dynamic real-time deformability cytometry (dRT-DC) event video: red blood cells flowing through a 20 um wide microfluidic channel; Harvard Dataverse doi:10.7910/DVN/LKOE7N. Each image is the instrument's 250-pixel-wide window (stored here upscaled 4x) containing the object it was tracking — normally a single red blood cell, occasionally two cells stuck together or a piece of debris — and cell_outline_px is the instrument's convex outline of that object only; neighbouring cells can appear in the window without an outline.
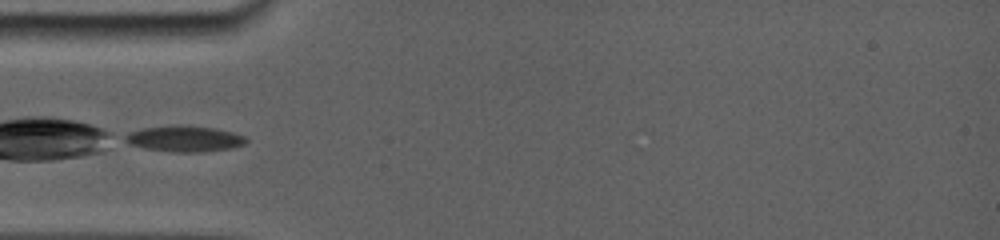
{"species": "common noctule bat (a hibernating species)", "species_latin": "Nyctalus noctula", "temperature_condition": "room temperature", "stored_images_in_passage": 2, "camera_frame_rate_fps": 5000, "um_per_image_px": 0.085, "animal": {"sex": "female", "body_mass_g": 19.0, "forearm_length_mm": 56.7}, "frame": {"image": 1, "passage_image": 1, "time_ms": 0.0, "image_size_px": [1000, 240], "cell_outline_px": [[248, 140], [244, 144], [228, 148], [200, 152], [176, 152], [148, 148], [132, 144], [128, 140], [128, 136], [132, 132], [144, 128], [212, 128], [244, 136]], "centroid_in_image_um": [15.78, 11.84], "position_along_channel_um": 69.2, "area_um2": 16.47}}